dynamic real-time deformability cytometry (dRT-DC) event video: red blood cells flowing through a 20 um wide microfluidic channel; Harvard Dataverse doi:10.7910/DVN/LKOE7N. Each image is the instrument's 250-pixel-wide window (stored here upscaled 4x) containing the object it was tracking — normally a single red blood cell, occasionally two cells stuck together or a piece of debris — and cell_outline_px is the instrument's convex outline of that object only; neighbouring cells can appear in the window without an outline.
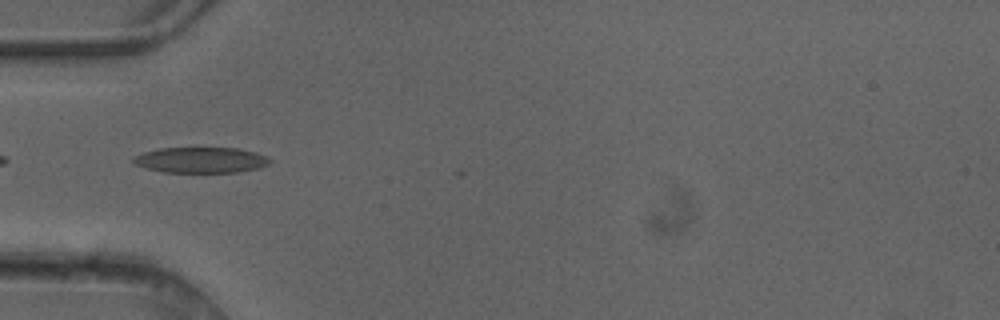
{"species": "common noctule bat (a hibernating species)", "species_latin": "Nyctalus noctula", "temperature_condition": "cold", "stored_images_in_passage": 5, "camera_frame_rate_fps": 3000, "um_per_image_px": 0.085, "animal": {"sex": "female"}, "frame": {"image": 1, "passage_image": 4, "time_ms": 1.0, "image_size_px": [1000, 320], "cell_outline_px": [[272, 160], [268, 164], [260, 168], [236, 172], [164, 172], [148, 168], [136, 164], [132, 160], [132, 156], [144, 152], [160, 148], [196, 144], [240, 148], [256, 152], [268, 156]], "centroid_in_image_um": [17.1, 13.53], "position_along_channel_um": 67.9, "area_um2": 21.62}}
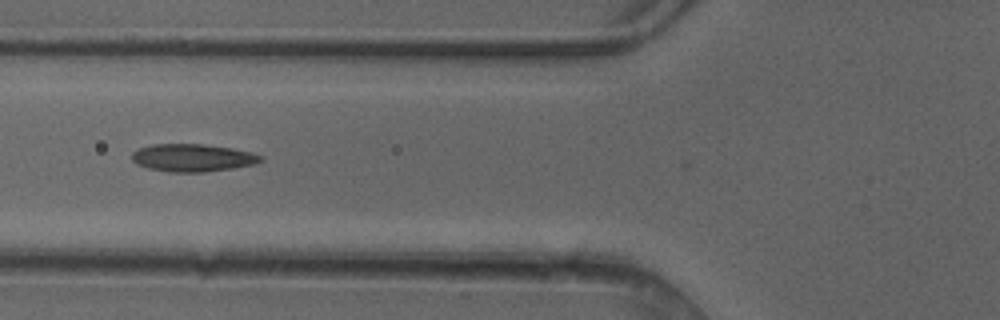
{"frame": {"image": 2, "passage_image": 5, "time_ms": 1.333, "image_size_px": [1000, 320], "cell_outline_px": [[264, 160], [252, 164], [232, 168], [204, 172], [168, 172], [148, 168], [136, 164], [132, 160], [132, 152], [140, 148], [152, 144], [204, 144], [232, 148], [252, 152], [264, 156]], "centroid_in_image_um": [16.38, 13.41], "position_along_channel_um": 109.4, "area_um2": 20.81}}